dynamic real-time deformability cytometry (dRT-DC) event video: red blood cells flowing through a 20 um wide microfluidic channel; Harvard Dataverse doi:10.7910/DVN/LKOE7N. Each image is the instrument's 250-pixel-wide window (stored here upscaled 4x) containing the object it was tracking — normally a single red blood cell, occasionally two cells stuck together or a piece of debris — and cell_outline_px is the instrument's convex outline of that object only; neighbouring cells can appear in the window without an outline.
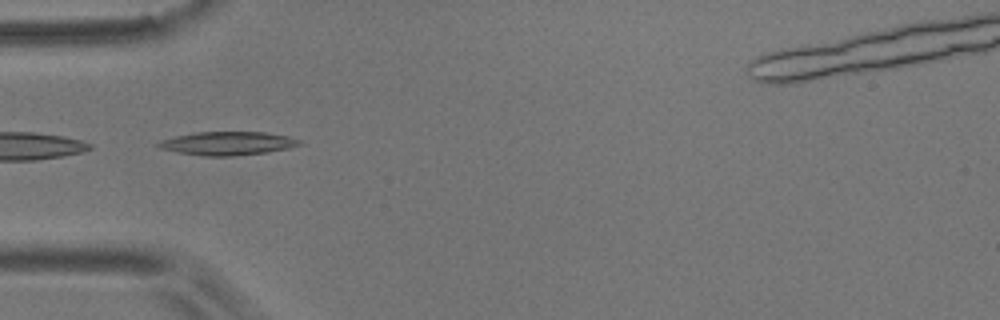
{"species": "common noctule bat (a hibernating species)", "species_latin": "Nyctalus noctula", "temperature_condition": "room temperature", "stored_images_in_passage": 4, "camera_frame_rate_fps": 3000, "um_per_image_px": 0.085, "animal": {"sex": "male", "body_mass_g": 17.9}, "frame": {"image": 1, "passage_image": 1, "time_ms": 0.0, "image_size_px": [1000, 320], "cell_outline_px": [[304, 144], [288, 148], [268, 152], [232, 156], [204, 156], [176, 152], [160, 148], [156, 144], [160, 140], [176, 136], [196, 132], [264, 132], [288, 136], [300, 140]], "centroid_in_image_um": [19.36, 12.19], "position_along_channel_um": 65.6, "area_um2": 19.31}}